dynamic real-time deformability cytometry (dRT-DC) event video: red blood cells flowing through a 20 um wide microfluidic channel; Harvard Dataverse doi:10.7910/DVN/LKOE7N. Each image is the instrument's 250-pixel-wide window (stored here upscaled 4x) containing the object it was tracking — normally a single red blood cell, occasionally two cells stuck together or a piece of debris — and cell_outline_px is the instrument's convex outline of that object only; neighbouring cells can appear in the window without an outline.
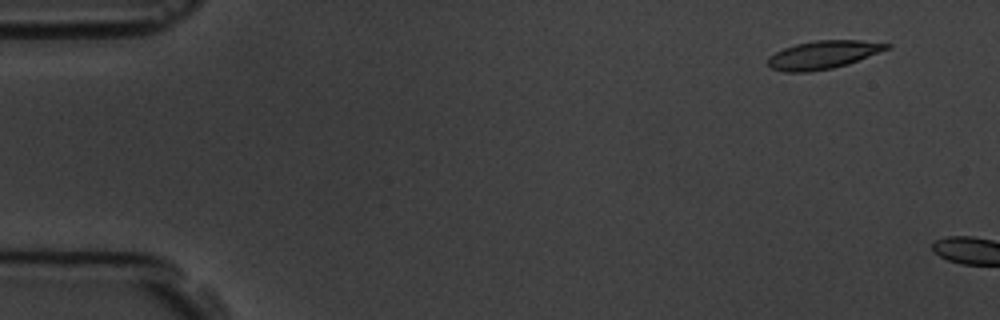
{"species": "common noctule bat (a hibernating species)", "species_latin": "Nyctalus noctula", "temperature_condition": "room temperature", "stored_images_in_passage": 3, "camera_frame_rate_fps": 3000, "um_per_image_px": 0.085, "animal": {"sex": "male", "body_mass_g": 19.5, "forearm_length_mm": 54.6}, "frame": {"image": 1, "passage_image": 2, "time_ms": 1.0, "image_size_px": [1000, 320], "cell_outline_px": [[892, 48], [848, 64], [832, 68], [808, 72], [784, 72], [772, 68], [768, 64], [768, 56], [784, 48], [796, 44], [816, 40], [860, 40], [892, 44]], "centroid_in_image_um": [70.0, 4.65], "position_along_channel_um": 15.0, "area_um2": 19.54}}